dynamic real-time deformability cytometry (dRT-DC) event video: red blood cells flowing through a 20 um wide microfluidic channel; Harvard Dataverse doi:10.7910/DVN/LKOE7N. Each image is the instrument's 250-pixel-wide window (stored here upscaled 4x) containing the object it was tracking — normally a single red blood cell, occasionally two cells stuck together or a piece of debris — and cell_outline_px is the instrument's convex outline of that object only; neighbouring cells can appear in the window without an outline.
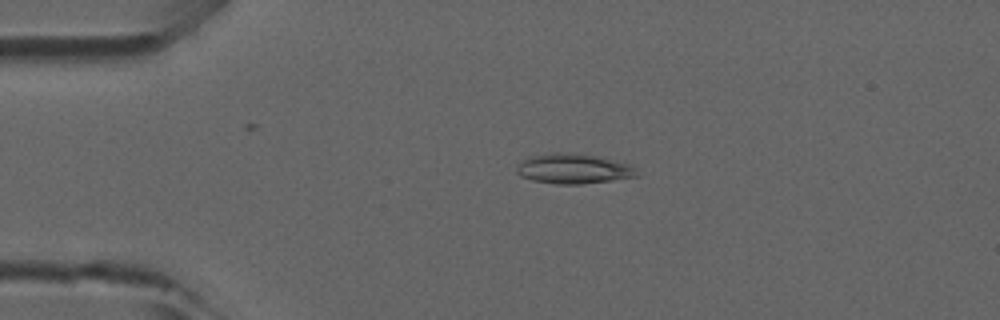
{"species": "common noctule bat (a hibernating species)", "species_latin": "Nyctalus noctula", "temperature_condition": "room temperature", "stored_images_in_passage": 39, "camera_frame_rate_fps": 3000, "um_per_image_px": 0.085, "animal": {"sex": "male", "forearm_length_mm": 52.5}, "frame": {"image": 1, "passage_image": 2, "time_ms": 0.333, "image_size_px": [1000, 320], "cell_outline_px": [[640, 176], [612, 180], [580, 184], [556, 184], [532, 180], [520, 176], [516, 172], [516, 168], [528, 156], [552, 152], [560, 152], [596, 156], [632, 164]], "centroid_in_image_um": [48.75, 14.34], "position_along_channel_um": 36.3, "area_um2": 20.98}}
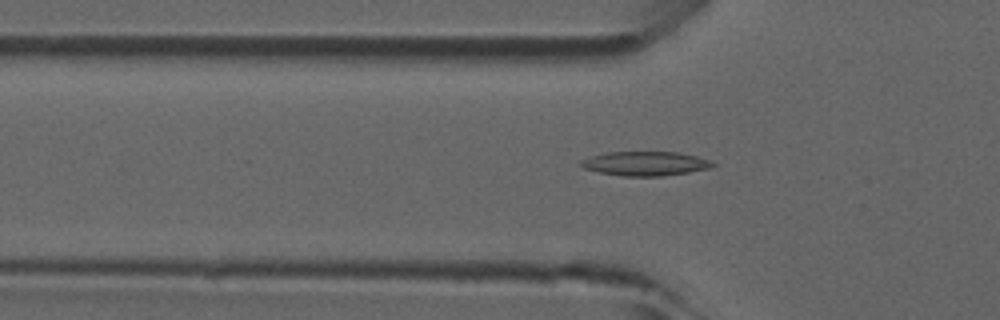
{"frame": {"image": 2, "passage_image": 7, "time_ms": 2.0, "image_size_px": [1000, 320], "cell_outline_px": [[716, 164], [708, 168], [688, 172], [660, 176], [624, 176], [600, 172], [584, 168], [580, 164], [580, 160], [592, 156], [608, 152], [676, 152], [696, 156], [708, 160]], "centroid_in_image_um": [54.83, 13.9], "position_along_channel_um": 71.0, "area_um2": 18.26}}
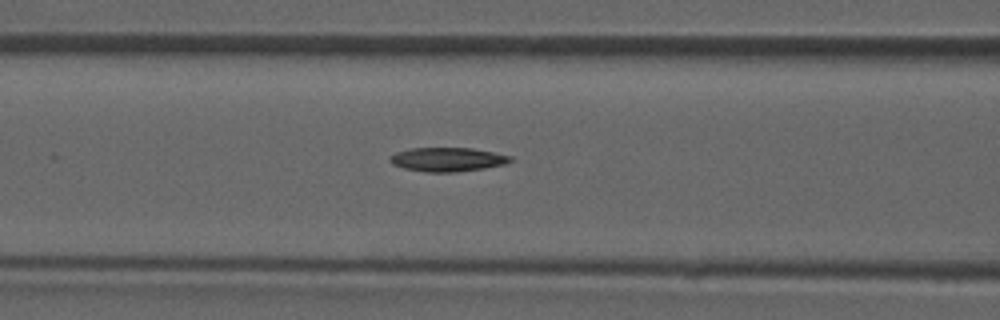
{"frame": {"image": 3, "passage_image": 11, "time_ms": 3.333, "image_size_px": [1000, 320], "cell_outline_px": [[512, 160], [504, 164], [484, 168], [456, 172], [428, 172], [404, 168], [392, 164], [388, 160], [388, 156], [396, 152], [412, 148], [472, 148], [512, 156]], "centroid_in_image_um": [38.0, 13.55], "position_along_channel_um": 128.6, "area_um2": 16.76}}